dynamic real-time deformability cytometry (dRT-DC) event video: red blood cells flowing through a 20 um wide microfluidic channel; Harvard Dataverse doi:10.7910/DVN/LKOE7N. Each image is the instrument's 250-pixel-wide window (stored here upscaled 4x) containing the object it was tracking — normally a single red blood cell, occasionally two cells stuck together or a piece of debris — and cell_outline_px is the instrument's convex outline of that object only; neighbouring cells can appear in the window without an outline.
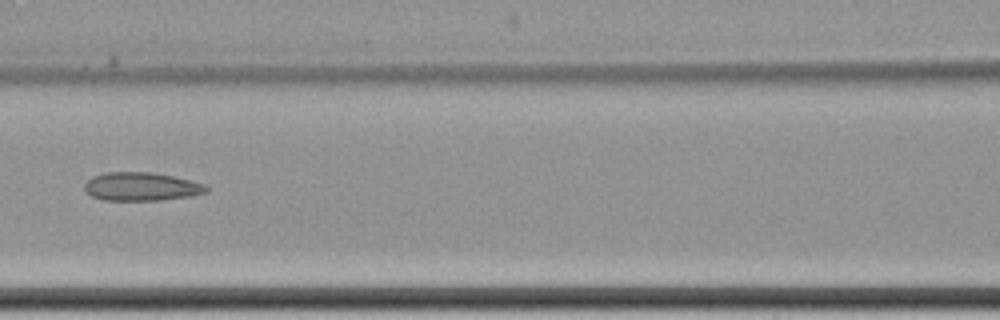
{"species": "common noctule bat (a hibernating species)", "species_latin": "Nyctalus noctula", "temperature_condition": "cold", "stored_images_in_passage": 12, "camera_frame_rate_fps": 3000, "um_per_image_px": 0.085, "animal": {"sex": "female", "body_mass_g": 22.7, "forearm_length_mm": 54.2}, "frame": {"image": 1, "passage_image": 9, "time_ms": 10.333, "image_size_px": [1000, 320], "cell_outline_px": [[208, 192], [188, 196], [160, 200], [104, 200], [92, 196], [84, 192], [84, 184], [92, 176], [104, 172], [152, 172], [172, 176], [204, 184], [208, 188]], "centroid_in_image_um": [11.96, 15.85], "position_along_channel_um": 154.6, "area_um2": 20.11}}
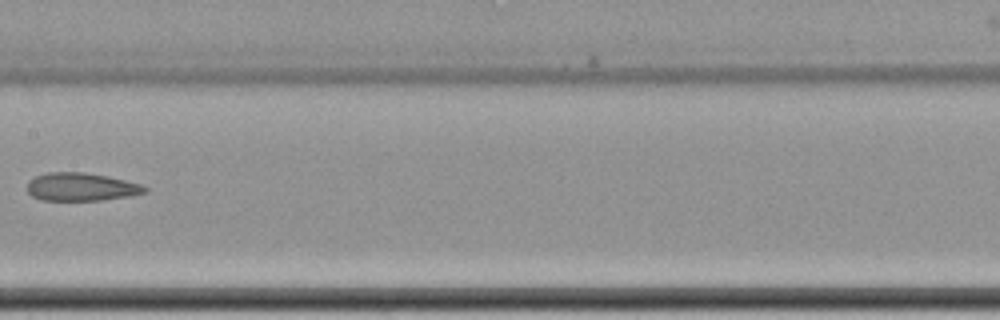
{"frame": {"image": 2, "passage_image": 10, "time_ms": 11.667, "image_size_px": [1000, 320], "cell_outline_px": [[148, 192], [132, 196], [104, 200], [40, 200], [32, 196], [28, 192], [28, 180], [36, 176], [48, 172], [84, 172], [108, 176], [140, 184], [148, 188]], "centroid_in_image_um": [6.92, 15.89], "position_along_channel_um": 200.5, "area_um2": 19.36}}
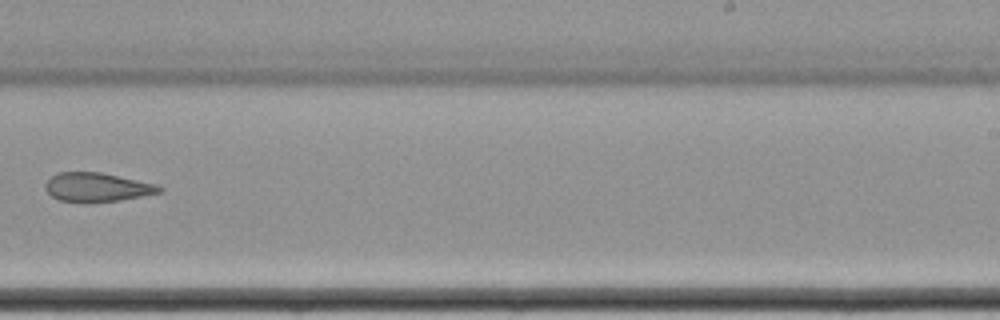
{"frame": {"image": 3, "passage_image": 12, "time_ms": 14.0, "image_size_px": [1000, 320], "cell_outline_px": [[164, 192], [120, 200], [88, 204], [80, 204], [60, 200], [52, 196], [44, 188], [44, 184], [52, 176], [60, 172], [100, 172], [156, 184], [164, 188]], "centroid_in_image_um": [8.25, 15.94], "position_along_channel_um": 280.8, "area_um2": 19.59}}